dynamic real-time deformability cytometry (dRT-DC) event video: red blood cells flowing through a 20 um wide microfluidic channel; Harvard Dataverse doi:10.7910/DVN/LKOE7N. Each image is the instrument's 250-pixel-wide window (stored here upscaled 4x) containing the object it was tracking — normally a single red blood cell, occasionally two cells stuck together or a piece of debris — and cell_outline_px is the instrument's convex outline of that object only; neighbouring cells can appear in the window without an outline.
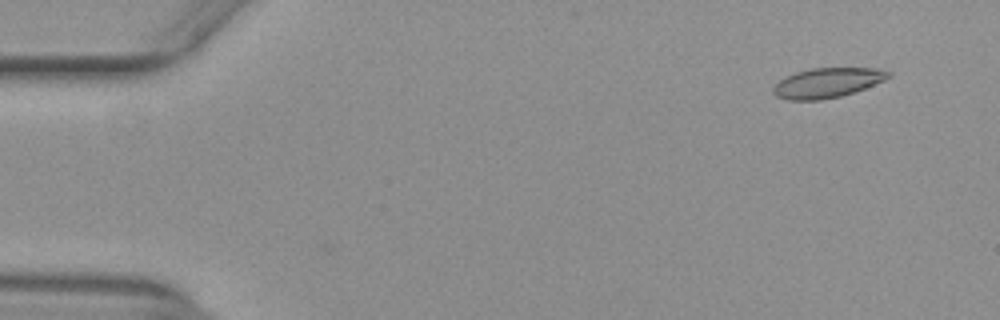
{"species": "common noctule bat (a hibernating species)", "species_latin": "Nyctalus noctula", "temperature_condition": "warm", "stored_images_in_passage": 38, "camera_frame_rate_fps": 3000, "um_per_image_px": 0.085, "animal": {"sex": "female", "body_mass_g": 29.2, "forearm_length_mm": 56.3}, "frame": {"image": 1, "passage_image": 1, "time_ms": 0.0, "image_size_px": [1000, 320], "cell_outline_px": [[892, 76], [884, 80], [864, 88], [840, 96], [820, 100], [788, 100], [776, 96], [772, 92], [772, 88], [784, 76], [796, 72], [812, 68], [876, 68], [892, 72]], "centroid_in_image_um": [70.3, 7.03], "position_along_channel_um": 14.7, "area_um2": 19.94}}
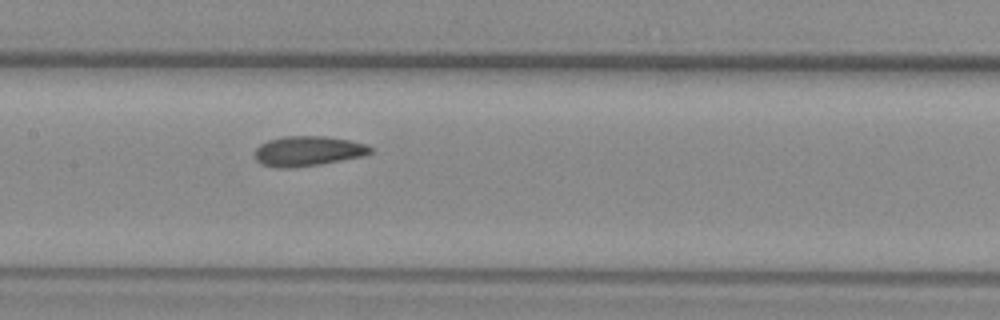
{"frame": {"image": 2, "passage_image": 23, "time_ms": 7.333, "image_size_px": [1000, 320], "cell_outline_px": [[372, 152], [364, 156], [320, 164], [288, 168], [276, 168], [260, 164], [256, 160], [256, 148], [260, 144], [268, 140], [284, 136], [328, 136], [368, 144], [372, 148]], "centroid_in_image_um": [26.18, 12.84], "position_along_channel_um": 181.2, "area_um2": 20.29}}
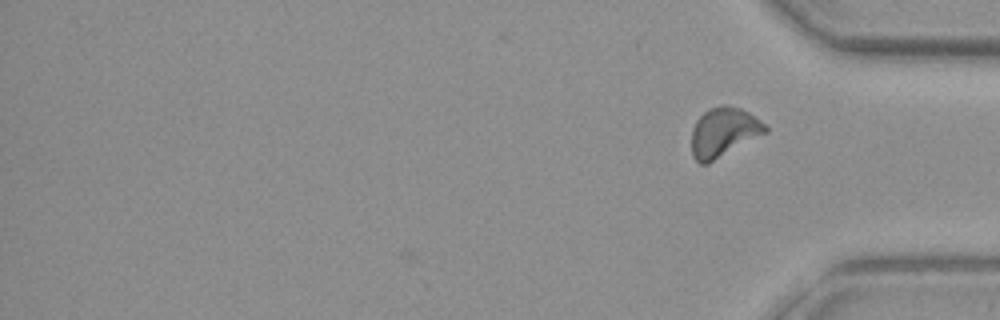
{"frame": {"image": 3, "passage_image": 38, "time_ms": 12.333, "image_size_px": [1000, 320], "cell_outline_px": [[768, 132], [708, 164], [700, 164], [692, 156], [692, 128], [696, 120], [708, 108], [720, 104], [724, 104], [740, 108], [748, 112], [768, 124]], "centroid_in_image_um": [61.53, 11.23], "position_along_channel_um": 373.7, "area_um2": 21.56}, "authors_computed_cell_mechanics": {"area_um2": 20.3456, "velocity_mm_per_s": 3.9154, "shape_relaxation_time_tau1_ms": null, "shape_relaxation_time_tau2_ms": 1.7519, "deformation_change_tau1": null, "deformation_change_tau2": 0.069}}